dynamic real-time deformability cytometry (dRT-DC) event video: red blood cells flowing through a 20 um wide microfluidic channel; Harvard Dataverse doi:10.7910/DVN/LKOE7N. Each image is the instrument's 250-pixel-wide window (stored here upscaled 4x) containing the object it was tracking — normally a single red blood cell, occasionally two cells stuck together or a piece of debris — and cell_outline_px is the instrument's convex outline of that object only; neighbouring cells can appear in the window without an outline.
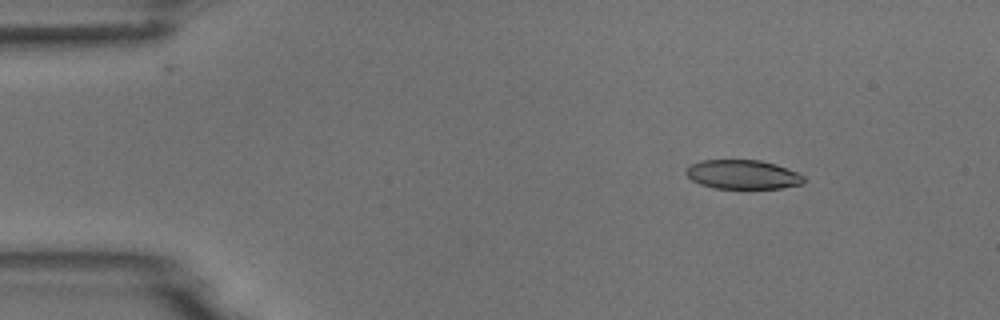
{"species": "common noctule bat (a hibernating species)", "species_latin": "Nyctalus noctula", "temperature_condition": "room temperature", "stored_images_in_passage": 5, "camera_frame_rate_fps": 3000, "um_per_image_px": 0.085, "animal": {"sex": "male", "body_mass_g": 18.8}, "frame": {"image": 1, "passage_image": 2, "time_ms": 1.333, "image_size_px": [1000, 320], "cell_outline_px": [[804, 184], [780, 188], [716, 188], [700, 184], [692, 180], [684, 172], [692, 164], [700, 160], [760, 160], [776, 164], [796, 172], [804, 176]], "centroid_in_image_um": [63.14, 14.83], "position_along_channel_um": 21.9, "area_um2": 19.88}}
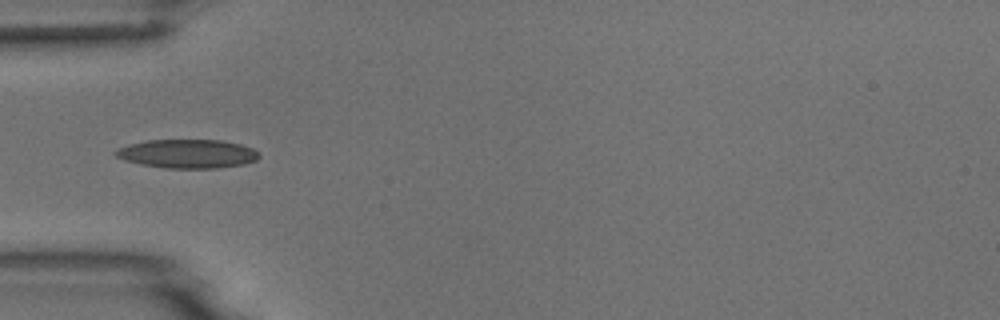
{"frame": {"image": 2, "passage_image": 5, "time_ms": 4.667, "image_size_px": [1000, 320], "cell_outline_px": [[260, 156], [256, 160], [244, 164], [216, 168], [164, 168], [140, 164], [124, 160], [116, 156], [112, 152], [116, 148], [128, 144], [148, 140], [220, 140], [240, 144], [252, 148], [260, 152]], "centroid_in_image_um": [15.91, 13.07], "position_along_channel_um": 69.1, "area_um2": 24.22}}